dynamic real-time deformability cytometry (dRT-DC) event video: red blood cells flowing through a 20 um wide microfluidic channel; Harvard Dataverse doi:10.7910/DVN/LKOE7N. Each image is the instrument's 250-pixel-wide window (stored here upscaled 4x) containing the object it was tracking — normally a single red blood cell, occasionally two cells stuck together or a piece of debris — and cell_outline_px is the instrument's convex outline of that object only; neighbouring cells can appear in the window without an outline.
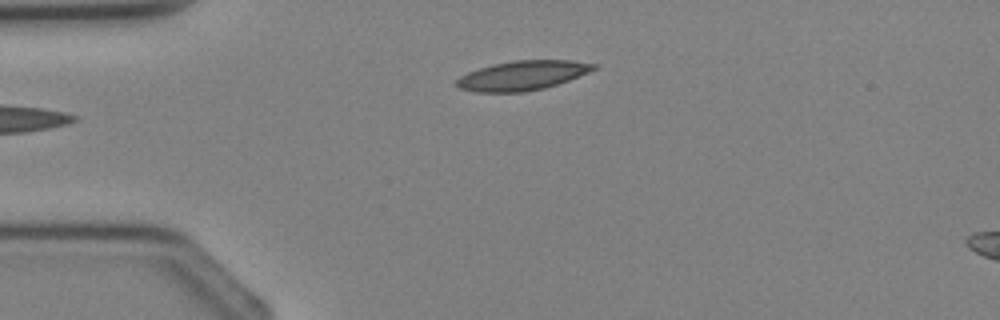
{"species": "Egyptian fruit bat (a non-hibernating species)", "species_latin": "Rousettus aegyptiacus", "temperature_condition": "cold", "stored_images_in_passage": 3, "camera_frame_rate_fps": 3000, "um_per_image_px": 0.085, "animal": {"sex": "female"}, "frame": {"image": 1, "passage_image": 2, "time_ms": 1.333, "image_size_px": [1000, 320], "cell_outline_px": [[596, 68], [588, 72], [568, 80], [544, 88], [524, 92], [476, 92], [460, 88], [456, 84], [456, 80], [460, 76], [468, 72], [492, 64], [516, 60], [572, 60], [596, 64]], "centroid_in_image_um": [44.39, 6.41], "position_along_channel_um": 40.6, "area_um2": 23.29}}